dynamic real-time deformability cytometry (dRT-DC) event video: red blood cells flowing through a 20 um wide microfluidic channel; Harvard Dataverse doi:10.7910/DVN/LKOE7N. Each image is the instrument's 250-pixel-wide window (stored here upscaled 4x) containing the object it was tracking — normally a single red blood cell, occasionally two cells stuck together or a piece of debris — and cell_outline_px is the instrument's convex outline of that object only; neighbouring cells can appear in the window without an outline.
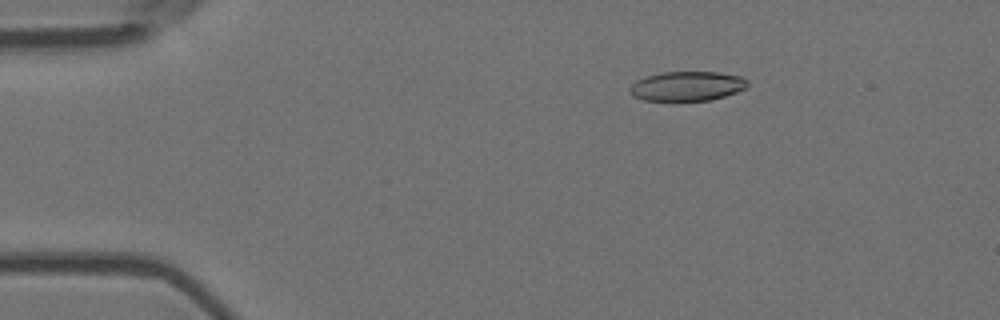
{"species": "Egyptian fruit bat (a non-hibernating species)", "species_latin": "Rousettus aegyptiacus", "temperature_condition": "room temperature", "stored_images_in_passage": 5, "camera_frame_rate_fps": 3000, "um_per_image_px": 0.085, "animal": {"sex": "female"}, "frame": {"image": 1, "passage_image": 4, "time_ms": 1.0, "image_size_px": [1000, 320], "cell_outline_px": [[748, 88], [724, 96], [708, 100], [644, 100], [632, 96], [628, 92], [628, 88], [636, 80], [648, 76], [664, 72], [720, 72], [740, 76], [748, 80]], "centroid_in_image_um": [58.4, 7.31], "position_along_channel_um": 26.6, "area_um2": 20.23}}